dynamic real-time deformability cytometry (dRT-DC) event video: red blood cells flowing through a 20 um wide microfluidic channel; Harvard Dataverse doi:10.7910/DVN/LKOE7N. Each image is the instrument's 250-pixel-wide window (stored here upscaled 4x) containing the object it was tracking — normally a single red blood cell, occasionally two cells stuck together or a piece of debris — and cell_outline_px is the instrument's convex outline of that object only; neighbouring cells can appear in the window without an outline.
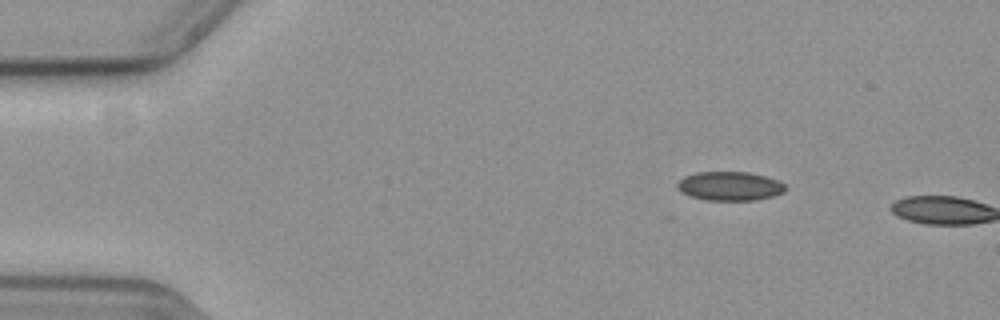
{"species": "common noctule bat (a hibernating species)", "species_latin": "Nyctalus noctula", "temperature_condition": "cold", "stored_images_in_passage": 3, "camera_frame_rate_fps": 3000, "um_per_image_px": 0.085, "animal": {"sex": "female", "body_mass_g": 19.3, "forearm_length_mm": 54.1}, "frame": {"image": 1, "passage_image": 1, "time_ms": 0.0, "image_size_px": [1000, 320], "cell_outline_px": [[788, 188], [784, 192], [772, 196], [756, 200], [708, 200], [692, 196], [684, 192], [676, 184], [684, 176], [696, 172], [748, 172], [764, 176], [776, 180], [784, 184]], "centroid_in_image_um": [62.07, 15.81], "position_along_channel_um": 22.9, "area_um2": 17.98}}